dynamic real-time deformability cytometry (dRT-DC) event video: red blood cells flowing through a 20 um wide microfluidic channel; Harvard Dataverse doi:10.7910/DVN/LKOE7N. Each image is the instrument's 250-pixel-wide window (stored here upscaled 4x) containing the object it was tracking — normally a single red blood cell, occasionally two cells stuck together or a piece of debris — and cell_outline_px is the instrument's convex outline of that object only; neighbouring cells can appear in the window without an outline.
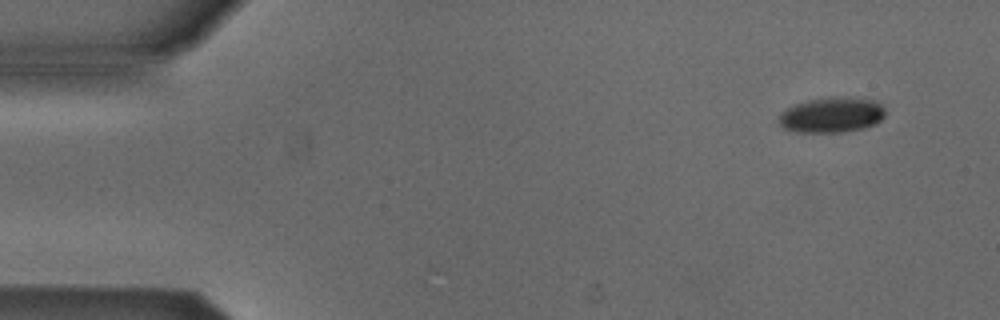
{"species": "Egyptian fruit bat (a non-hibernating species)", "species_latin": "Rousettus aegyptiacus", "temperature_condition": "cold", "stored_images_in_passage": 6, "camera_frame_rate_fps": 3000, "um_per_image_px": 0.085, "animal": {"sex": "male"}, "frame": {"image": 1, "passage_image": 2, "time_ms": 0.333, "image_size_px": [1000, 320], "cell_outline_px": [[884, 116], [876, 124], [864, 128], [840, 132], [796, 132], [784, 128], [776, 120], [780, 112], [796, 104], [808, 100], [832, 96], [872, 100], [880, 104], [884, 108]], "centroid_in_image_um": [70.66, 9.78], "position_along_channel_um": 14.3, "area_um2": 21.85}}
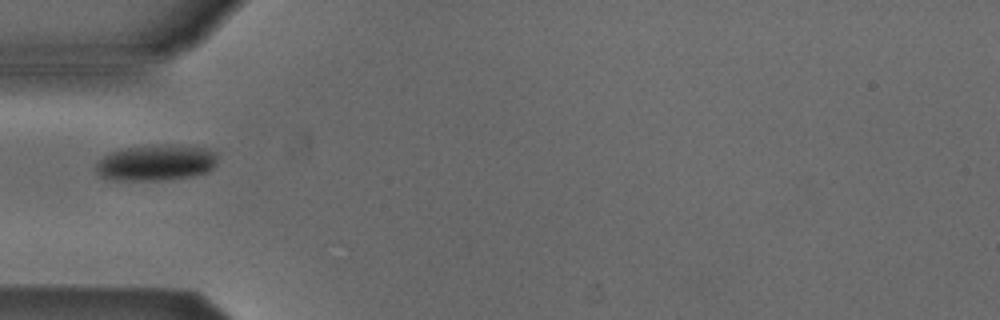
{"frame": {"image": 2, "passage_image": 5, "time_ms": 1.333, "image_size_px": [1000, 320], "cell_outline_px": [[216, 164], [208, 172], [192, 176], [160, 180], [108, 180], [100, 176], [96, 172], [96, 164], [108, 152], [124, 148], [164, 144], [180, 144], [204, 148], [216, 152]], "centroid_in_image_um": [13.25, 13.82], "position_along_channel_um": 71.7, "area_um2": 25.72}}